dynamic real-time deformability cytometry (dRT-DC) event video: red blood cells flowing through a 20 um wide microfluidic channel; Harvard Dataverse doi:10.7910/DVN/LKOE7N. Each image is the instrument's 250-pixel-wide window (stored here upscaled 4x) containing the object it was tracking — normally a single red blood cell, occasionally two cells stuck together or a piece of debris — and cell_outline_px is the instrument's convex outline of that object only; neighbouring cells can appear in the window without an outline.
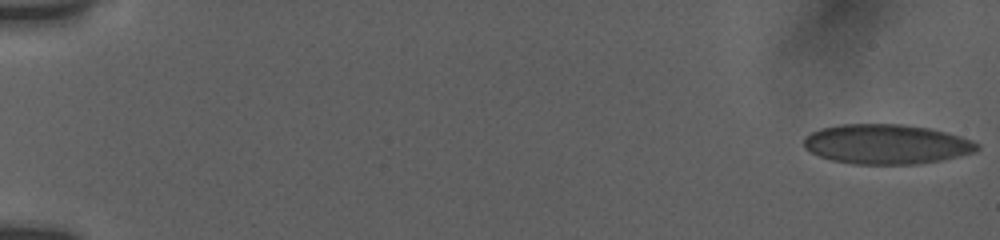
{"species": "human", "species_latin": "Homo sapiens", "temperature_condition": "room temperature", "stored_images_in_passage": 18, "camera_frame_rate_fps": 3000, "um_per_image_px": 0.085, "donor": {"sex": "female"}, "frame": {"image": 1, "passage_image": 1, "time_ms": 0.0, "image_size_px": [1000, 240], "cell_outline_px": [[976, 148], [972, 152], [936, 160], [908, 164], [856, 164], [836, 160], [820, 156], [812, 152], [804, 144], [804, 140], [812, 132], [824, 128], [844, 124], [900, 124], [924, 128], [956, 136], [968, 140], [976, 144]], "centroid_in_image_um": [75.25, 12.25], "position_along_channel_um": 9.7, "area_um2": 38.38}}